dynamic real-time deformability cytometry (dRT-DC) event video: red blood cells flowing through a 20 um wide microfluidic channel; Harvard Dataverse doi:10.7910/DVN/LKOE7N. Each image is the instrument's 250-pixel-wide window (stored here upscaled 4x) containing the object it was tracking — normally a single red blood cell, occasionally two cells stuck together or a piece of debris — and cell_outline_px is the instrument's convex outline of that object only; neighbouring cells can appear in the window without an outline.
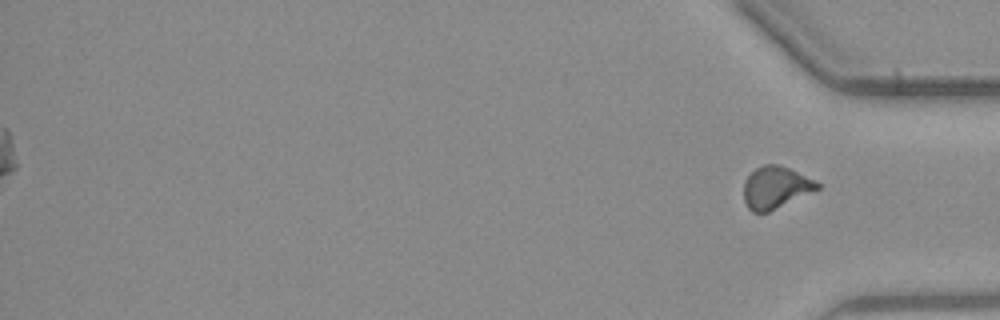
{"species": "common noctule bat (a hibernating species)", "species_latin": "Nyctalus noctula", "temperature_condition": "warm", "stored_images_in_passage": 32, "segment_of_instrument_passage": [2, 2], "camera_frame_rate_fps": 3000, "um_per_image_px": 0.085, "animal": {"sex": "male", "body_mass_g": 23.1, "forearm_length_mm": 52.7}, "frame": {"image": 1, "passage_image": 32, "time_ms": 10.333, "image_size_px": [1000, 320], "cell_outline_px": [[820, 188], [768, 212], [752, 212], [748, 208], [744, 200], [744, 180], [756, 168], [764, 164], [780, 164], [816, 180], [820, 184]], "centroid_in_image_um": [65.92, 15.92], "position_along_channel_um": 369.3, "area_um2": 17.98}}